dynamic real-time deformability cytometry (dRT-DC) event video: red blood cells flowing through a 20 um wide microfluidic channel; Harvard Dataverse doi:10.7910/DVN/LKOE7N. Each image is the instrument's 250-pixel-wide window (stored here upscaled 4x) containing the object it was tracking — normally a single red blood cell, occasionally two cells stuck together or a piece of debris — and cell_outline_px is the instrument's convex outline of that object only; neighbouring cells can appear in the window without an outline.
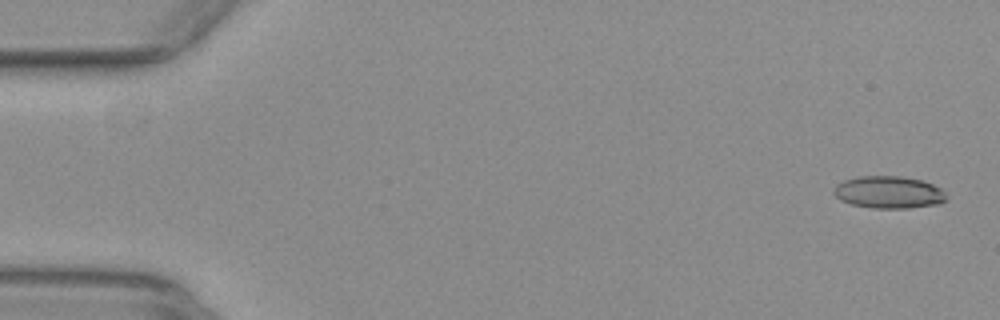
{"species": "common noctule bat (a hibernating species)", "species_latin": "Nyctalus noctula", "temperature_condition": "warm", "stored_images_in_passage": 53, "camera_frame_rate_fps": 3000, "um_per_image_px": 0.085, "animal": {"sex": "female", "body_mass_g": 29.2, "forearm_length_mm": 56.3}, "frame": {"image": 1, "passage_image": 2, "time_ms": 0.333, "image_size_px": [1000, 320], "cell_outline_px": [[948, 196], [940, 204], [908, 208], [872, 208], [852, 204], [840, 200], [832, 192], [832, 188], [836, 184], [844, 180], [856, 176], [900, 176], [924, 180], [944, 188]], "centroid_in_image_um": [75.57, 16.33], "position_along_channel_um": 9.4, "area_um2": 21.62}}
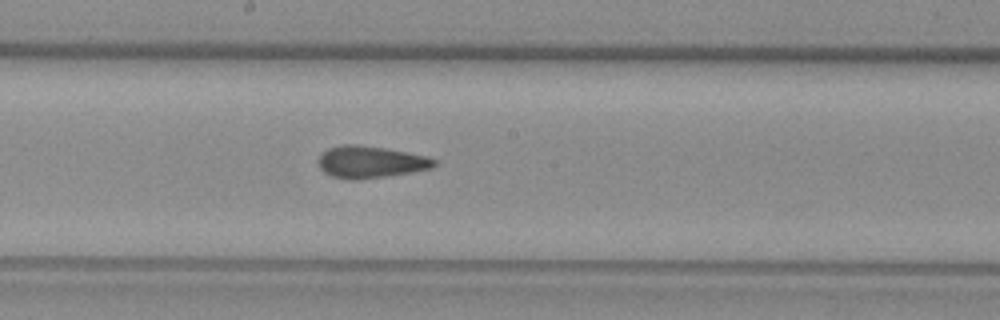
{"frame": {"image": 2, "passage_image": 29, "time_ms": 9.333, "image_size_px": [1000, 320], "cell_outline_px": [[436, 164], [432, 168], [412, 172], [388, 176], [356, 180], [348, 180], [332, 176], [324, 172], [320, 168], [320, 156], [328, 148], [340, 144], [356, 144], [384, 148], [424, 156], [436, 160]], "centroid_in_image_um": [31.48, 13.78], "position_along_channel_um": 216.7, "area_um2": 21.39}}
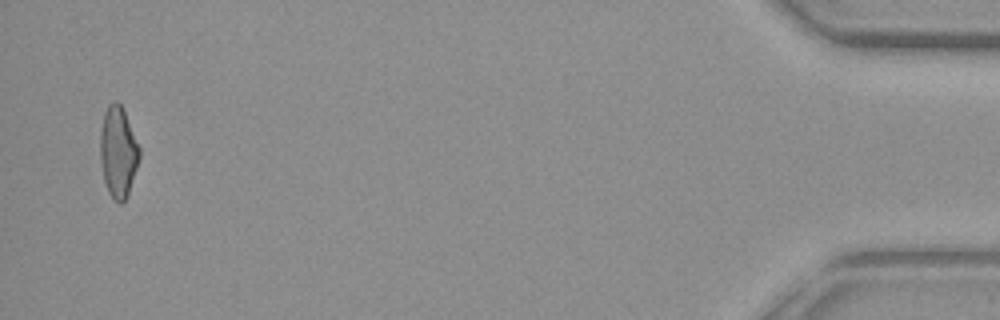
{"frame": {"image": 3, "passage_image": 52, "time_ms": 17.0, "image_size_px": [1000, 320], "cell_outline_px": [[140, 156], [128, 196], [120, 204], [112, 200], [108, 192], [104, 180], [100, 160], [100, 128], [104, 112], [108, 104], [112, 100], [116, 100], [120, 104], [124, 112], [140, 148]], "centroid_in_image_um": [10.02, 12.93], "position_along_channel_um": 425.2, "area_um2": 20.92}, "authors_computed_cell_mechanics": {"area_um2": 21.1548, "velocity_mm_per_s": 3.9139, "shape_relaxation_time_tau1_ms": null, "shape_relaxation_time_tau2_ms": 1.6614, "deformation_change_tau1": null, "deformation_change_tau2": 0.095}}